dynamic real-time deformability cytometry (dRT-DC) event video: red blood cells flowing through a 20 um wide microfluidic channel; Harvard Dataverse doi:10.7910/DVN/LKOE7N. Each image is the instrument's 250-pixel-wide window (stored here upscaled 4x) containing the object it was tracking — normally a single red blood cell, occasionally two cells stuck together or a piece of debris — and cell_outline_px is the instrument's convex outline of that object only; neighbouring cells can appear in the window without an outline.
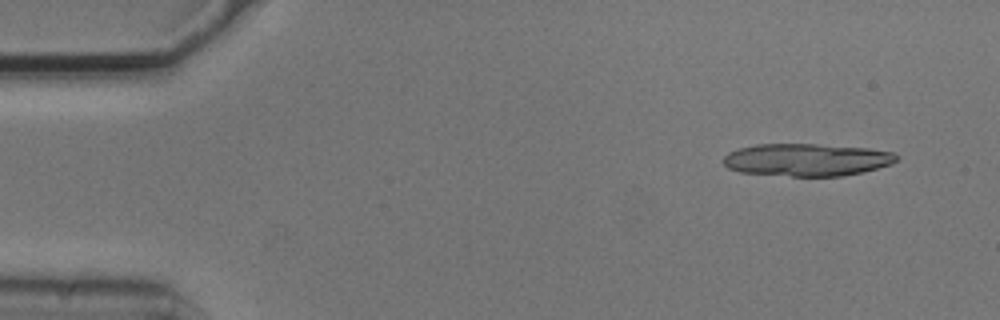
{"species": "common noctule bat (a hibernating species)", "species_latin": "Nyctalus noctula", "temperature_condition": "cold", "stored_images_in_passage": 5, "camera_frame_rate_fps": 3000, "um_per_image_px": 0.085, "animal": {"sex": "male", "body_mass_g": 20.5, "forearm_length_mm": 52.5}, "frame": {"image": 1, "passage_image": 2, "time_ms": 0.333, "image_size_px": [1000, 320], "cell_outline_px": [[900, 156], [892, 164], [844, 176], [792, 176], [740, 172], [728, 168], [724, 164], [724, 156], [728, 152], [740, 148], [756, 144], [816, 144], [868, 148], [892, 152]], "centroid_in_image_um": [68.57, 13.58], "position_along_channel_um": 16.4, "area_um2": 32.71}}